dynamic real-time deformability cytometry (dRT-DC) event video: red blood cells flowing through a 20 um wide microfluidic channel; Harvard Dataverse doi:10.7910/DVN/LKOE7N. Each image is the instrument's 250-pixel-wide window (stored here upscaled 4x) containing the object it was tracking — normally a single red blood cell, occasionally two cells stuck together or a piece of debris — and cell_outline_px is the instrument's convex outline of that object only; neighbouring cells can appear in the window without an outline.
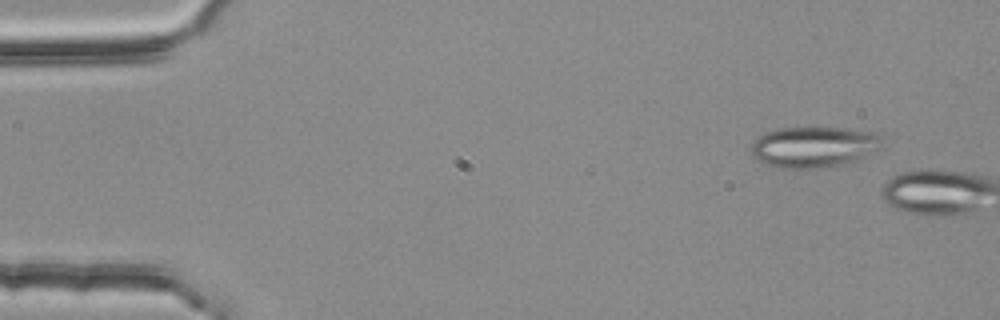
{"species": "common noctule bat (a hibernating species)", "species_latin": "Nyctalus noctula", "temperature_condition": "room temperature", "stored_images_in_passage": 2, "camera_frame_rate_fps": 3000, "um_per_image_px": 0.085, "animal": {"sex": "female", "body_mass_g": 25.1}, "frame": {"image": 1, "passage_image": 1, "time_ms": 0.0, "image_size_px": [1000, 320], "cell_outline_px": [[880, 140], [860, 160], [852, 164], [804, 168], [792, 168], [768, 164], [756, 160], [748, 152], [752, 144], [764, 132], [776, 128], [844, 128], [880, 132]], "centroid_in_image_um": [69.11, 12.47], "position_along_channel_um": 15.9, "area_um2": 30.81}}